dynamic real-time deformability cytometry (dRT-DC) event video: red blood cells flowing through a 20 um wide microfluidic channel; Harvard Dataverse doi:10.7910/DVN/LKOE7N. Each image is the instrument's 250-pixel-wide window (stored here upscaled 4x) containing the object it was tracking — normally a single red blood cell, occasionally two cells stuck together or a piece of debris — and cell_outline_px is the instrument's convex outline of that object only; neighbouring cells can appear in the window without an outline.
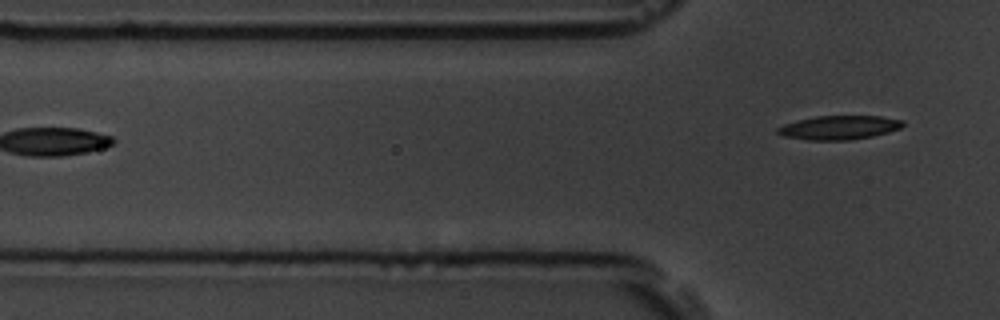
{"species": "common noctule bat (a hibernating species)", "species_latin": "Nyctalus noctula", "temperature_condition": "room temperature", "stored_images_in_passage": 6, "camera_frame_rate_fps": 3000, "um_per_image_px": 0.085, "animal": {"sex": "male", "body_mass_g": 19.5, "forearm_length_mm": 54.6}, "frame": {"image": 1, "passage_image": 6, "time_ms": 1.667, "image_size_px": [1000, 320], "cell_outline_px": [[904, 124], [900, 128], [888, 132], [872, 136], [852, 140], [808, 140], [784, 136], [776, 132], [776, 128], [784, 124], [816, 116], [880, 116], [904, 120]], "centroid_in_image_um": [71.34, 10.84], "position_along_channel_um": 54.5, "area_um2": 17.4}}